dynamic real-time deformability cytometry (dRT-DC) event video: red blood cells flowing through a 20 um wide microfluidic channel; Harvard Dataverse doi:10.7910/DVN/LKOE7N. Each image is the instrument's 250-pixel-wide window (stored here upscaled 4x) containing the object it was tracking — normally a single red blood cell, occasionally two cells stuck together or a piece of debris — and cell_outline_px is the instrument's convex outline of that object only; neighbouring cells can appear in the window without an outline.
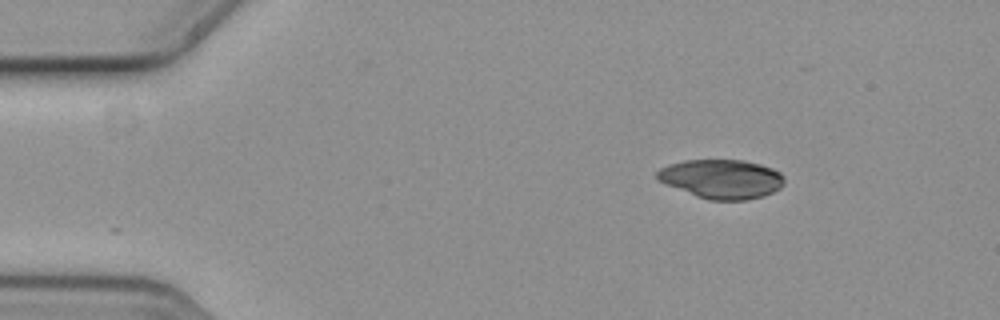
{"species": "common noctule bat (a hibernating species)", "species_latin": "Nyctalus noctula", "temperature_condition": "cold", "stored_images_in_passage": 37, "camera_frame_rate_fps": 3000, "um_per_image_px": 0.085, "animal": {"sex": "female", "body_mass_g": 19.3, "forearm_length_mm": 54.1}, "frame": {"image": 1, "passage_image": 1, "time_ms": 0.0, "image_size_px": [1000, 320], "cell_outline_px": [[784, 184], [780, 188], [764, 196], [744, 200], [708, 200], [696, 196], [656, 180], [656, 172], [660, 168], [668, 164], [684, 160], [744, 160], [760, 164], [772, 168], [780, 172], [784, 176]], "centroid_in_image_um": [61.33, 15.21], "position_along_channel_um": 23.7, "area_um2": 29.13}}